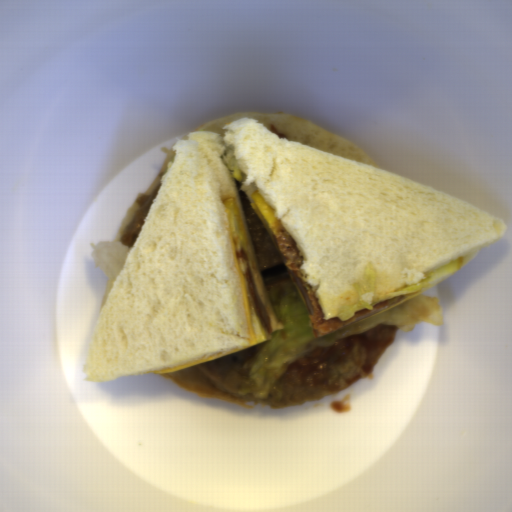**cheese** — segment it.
Wrapping results in <instances>:
<instances>
[{"label":"cheese","mask_w":512,"mask_h":512,"mask_svg":"<svg viewBox=\"0 0 512 512\" xmlns=\"http://www.w3.org/2000/svg\"><path fill=\"white\" fill-rule=\"evenodd\" d=\"M422 292H423V291L421 290V291H417V292H416V293H414V294L408 295V296H406L405 298H403L401 301H399L398 303H396V304H394V305H392V306H390V307H388V308H386V309H384V310H382V311H380V312H378V313H376V314H374V315H372V316H370V317H367V318H365V319H362V320H367V319L372 318V317H374V316H376V315H379V314H381V313H383V312H386V311H388V310H391V309H393V308H396V307L400 306L401 304H403V303L407 302L408 300H410V299H412V298H414V297H417V296L421 295V294H422ZM362 320H360V321H362Z\"/></svg>","instance_id":"cheese-2"},{"label":"cheese","mask_w":512,"mask_h":512,"mask_svg":"<svg viewBox=\"0 0 512 512\" xmlns=\"http://www.w3.org/2000/svg\"><path fill=\"white\" fill-rule=\"evenodd\" d=\"M225 211H226V215H227V219H228V224H229L228 234H229L231 248H232L233 263H234V268L237 270V272L239 273V277H240V284H241V290H242V299H243V309H244V315H245V319H246V323H247V327H248L251 343H249V344H247V345H245L243 347H239V348H236V349H232V350H229V351L218 353V354H215V355H212V356H209V357H206V358L194 361V362L183 364V365H180V366H176V367H172V368H167V369H163V370L148 371L146 374L173 373V372H176V371H179V370H182V369L194 366V365H198V364H201V363H205V362H208V361H212V360H215V359L222 358L224 356L233 354L235 352H238V351L250 348V347H254L255 345L258 344V342L256 340L254 326H253V320H252L250 292H249L247 280L245 278L243 270H242V268H241V266H240V264H239V262L237 260L238 249H237L236 241H235V239L233 237L231 217H230V214L228 213V211L226 209H225Z\"/></svg>","instance_id":"cheese-1"}]
</instances>
